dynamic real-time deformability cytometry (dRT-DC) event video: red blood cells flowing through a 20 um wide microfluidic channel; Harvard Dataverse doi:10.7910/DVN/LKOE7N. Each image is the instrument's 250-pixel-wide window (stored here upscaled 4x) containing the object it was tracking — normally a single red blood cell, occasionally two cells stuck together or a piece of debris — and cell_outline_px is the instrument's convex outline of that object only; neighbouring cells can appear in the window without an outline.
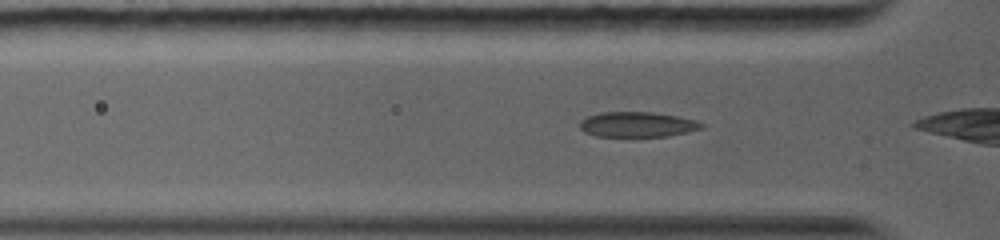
{"species": "common noctule bat (a hibernating species)", "species_latin": "Nyctalus noctula", "temperature_condition": "warm", "stored_images_in_passage": 8, "camera_frame_rate_fps": 5000, "um_per_image_px": 0.085, "animal": {"sex": "female", "body_mass_g": 19.0, "forearm_length_mm": 56.7}, "frame": {"image": 1, "passage_image": 3, "time_ms": 0.8, "image_size_px": [1000, 240], "cell_outline_px": [[704, 128], [688, 132], [668, 136], [596, 136], [584, 132], [580, 128], [580, 120], [588, 116], [600, 112], [652, 112], [676, 116], [696, 120], [704, 124]], "centroid_in_image_um": [54.18, 10.58], "position_along_channel_um": 71.6, "area_um2": 17.86}}
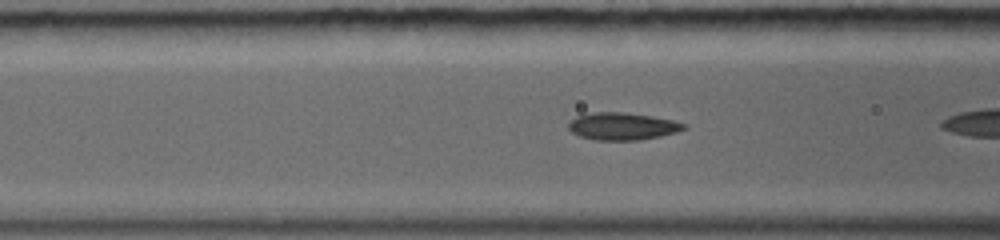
{"frame": {"image": 2, "passage_image": 6, "time_ms": 1.8, "image_size_px": [1000, 240], "cell_outline_px": [[688, 128], [676, 132], [660, 136], [640, 140], [592, 140], [580, 136], [572, 132], [568, 128], [568, 124], [576, 116], [592, 112], [624, 112], [652, 116], [672, 120], [688, 124]], "centroid_in_image_um": [52.92, 10.73], "position_along_channel_um": 113.7, "area_um2": 18.5}}